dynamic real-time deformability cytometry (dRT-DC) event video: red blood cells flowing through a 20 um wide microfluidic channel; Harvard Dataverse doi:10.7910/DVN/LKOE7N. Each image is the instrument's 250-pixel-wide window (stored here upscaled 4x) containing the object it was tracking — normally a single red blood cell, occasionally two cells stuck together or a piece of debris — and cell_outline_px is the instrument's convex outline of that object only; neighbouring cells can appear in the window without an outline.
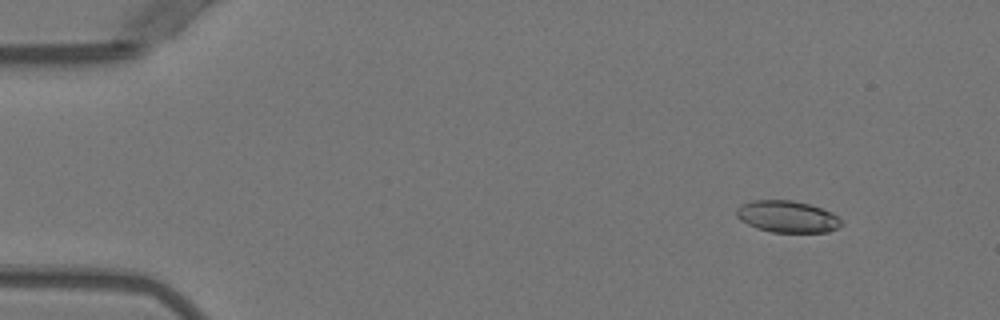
{"species": "Egyptian fruit bat (a non-hibernating species)", "species_latin": "Rousettus aegyptiacus", "temperature_condition": "warm", "stored_images_in_passage": 51, "camera_frame_rate_fps": 3000, "um_per_image_px": 0.085, "animal": {"sex": "female"}, "frame": {"image": 1, "passage_image": 5, "time_ms": 1.333, "image_size_px": [1000, 320], "cell_outline_px": [[844, 224], [828, 232], [772, 232], [756, 228], [740, 220], [736, 216], [736, 208], [740, 204], [752, 200], [792, 200], [808, 204], [832, 212]], "centroid_in_image_um": [66.88, 18.41], "position_along_channel_um": 18.1, "area_um2": 19.42}}
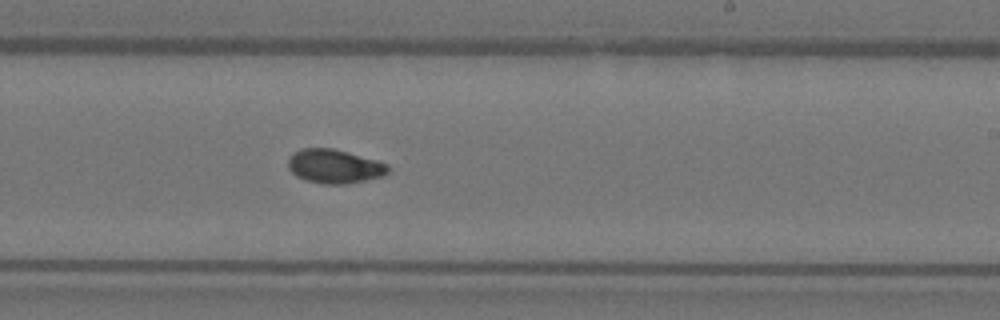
{"frame": {"image": 2, "passage_image": 31, "time_ms": 10.0, "image_size_px": [1000, 320], "cell_outline_px": [[392, 168], [384, 176], [348, 184], [320, 184], [304, 180], [296, 176], [288, 168], [288, 160], [300, 148], [332, 148], [380, 160], [388, 164]], "centroid_in_image_um": [28.48, 14.15], "position_along_channel_um": 260.5, "area_um2": 20.11}}
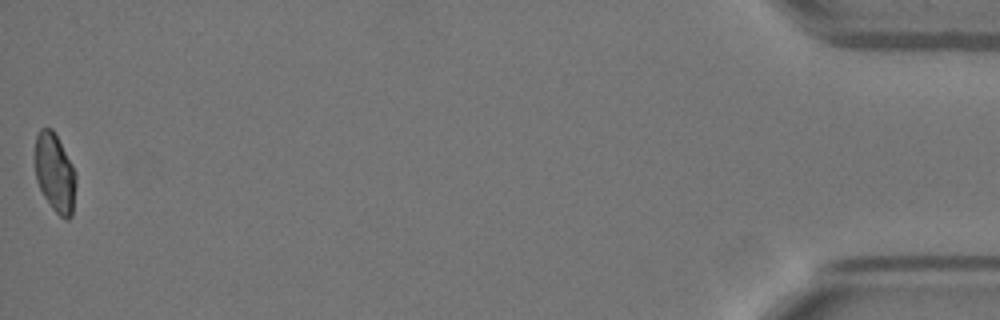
{"frame": {"image": 3, "passage_image": 51, "time_ms": 16.667, "image_size_px": [1000, 320], "cell_outline_px": [[76, 184], [72, 216], [68, 220], [64, 220], [52, 208], [44, 196], [36, 180], [36, 136], [40, 128], [52, 128], [72, 164], [76, 172]], "centroid_in_image_um": [4.69, 14.73], "position_along_channel_um": 430.5, "area_um2": 18.67}, "authors_computed_cell_mechanics": {"area_um2": 19.5942, "velocity_mm_per_s": 3.9686, "shape_relaxation_time_tau1_ms": 9.1451, "shape_relaxation_time_tau2_ms": 4.2327, "deformation_change_tau1": 0.2306, "deformation_change_tau2": 0.0545}}